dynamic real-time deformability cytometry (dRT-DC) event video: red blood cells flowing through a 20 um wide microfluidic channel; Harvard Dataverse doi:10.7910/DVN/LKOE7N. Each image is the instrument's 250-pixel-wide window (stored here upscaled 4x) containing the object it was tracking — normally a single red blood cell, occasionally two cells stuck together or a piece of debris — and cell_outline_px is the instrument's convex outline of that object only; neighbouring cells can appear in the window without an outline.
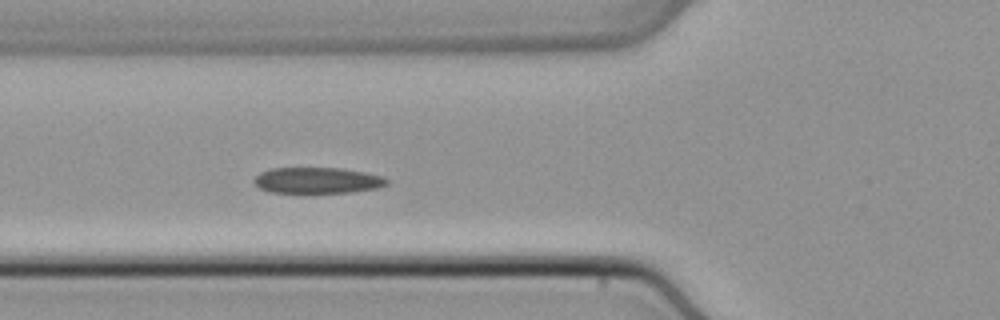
{"species": "common noctule bat (a hibernating species)", "species_latin": "Nyctalus noctula", "temperature_condition": "cold", "stored_images_in_passage": 3, "camera_frame_rate_fps": 3000, "um_per_image_px": 0.085, "animal": {"sex": "male", "body_mass_g": 21.5, "forearm_length_mm": 52.0}, "frame": {"image": 1, "passage_image": 2, "time_ms": 0.333, "image_size_px": [1000, 320], "cell_outline_px": [[388, 184], [376, 188], [352, 192], [304, 196], [272, 192], [260, 188], [252, 180], [260, 172], [272, 168], [340, 168], [364, 172], [384, 176], [388, 180]], "centroid_in_image_um": [26.95, 15.38], "position_along_channel_um": 98.8, "area_um2": 21.1}}